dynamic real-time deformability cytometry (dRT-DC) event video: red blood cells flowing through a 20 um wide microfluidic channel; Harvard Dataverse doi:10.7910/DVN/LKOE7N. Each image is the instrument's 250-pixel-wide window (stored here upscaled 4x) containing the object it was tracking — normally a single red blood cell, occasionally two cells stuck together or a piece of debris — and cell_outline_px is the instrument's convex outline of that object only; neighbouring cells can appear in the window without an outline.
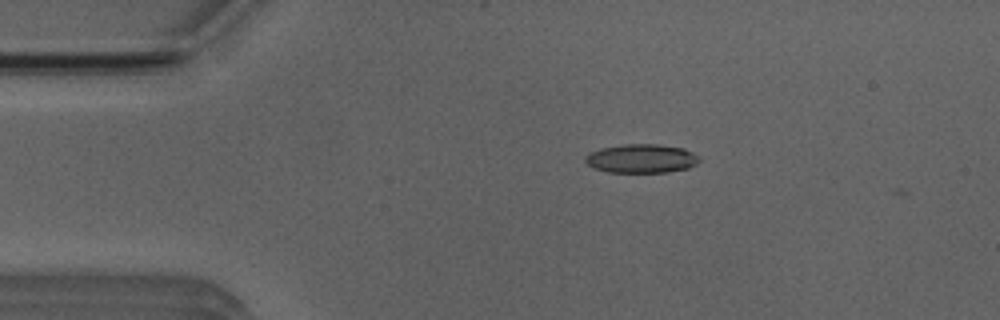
{"species": "Egyptian fruit bat (a non-hibernating species)", "species_latin": "Rousettus aegyptiacus", "temperature_condition": "room temperature", "stored_images_in_passage": 3, "camera_frame_rate_fps": 3000, "um_per_image_px": 0.085, "animal": {"sex": "male"}, "frame": {"image": 1, "passage_image": 1, "time_ms": 0.0, "image_size_px": [1000, 320], "cell_outline_px": [[700, 160], [696, 164], [688, 168], [668, 172], [608, 172], [592, 168], [584, 160], [584, 156], [588, 152], [600, 148], [624, 144], [660, 144], [684, 148], [700, 156]], "centroid_in_image_um": [54.5, 13.47], "position_along_channel_um": 30.5, "area_um2": 19.42}}